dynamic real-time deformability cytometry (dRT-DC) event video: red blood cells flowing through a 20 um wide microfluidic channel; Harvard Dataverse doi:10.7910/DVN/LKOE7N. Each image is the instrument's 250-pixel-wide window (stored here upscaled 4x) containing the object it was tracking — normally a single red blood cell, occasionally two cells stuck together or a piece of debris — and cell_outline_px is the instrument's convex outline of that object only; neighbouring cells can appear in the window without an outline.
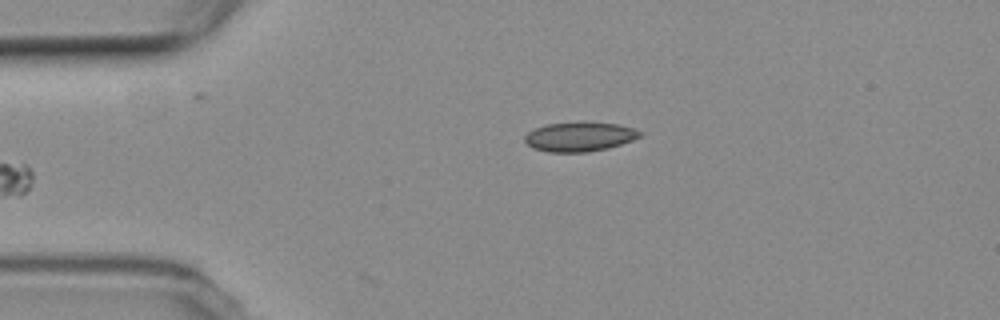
{"species": "common noctule bat (a hibernating species)", "species_latin": "Nyctalus noctula", "temperature_condition": "room temperature", "stored_images_in_passage": 5, "camera_frame_rate_fps": 3000, "um_per_image_px": 0.085, "animal": {"sex": "female", "body_mass_g": 19.3, "forearm_length_mm": 54.1}, "frame": {"image": 1, "passage_image": 5, "time_ms": 5.0, "image_size_px": [1000, 320], "cell_outline_px": [[644, 132], [640, 136], [632, 140], [608, 148], [588, 152], [548, 152], [532, 148], [524, 140], [524, 136], [528, 132], [536, 128], [548, 124], [580, 120], [620, 124]], "centroid_in_image_um": [49.27, 11.59], "position_along_channel_um": 35.7, "area_um2": 20.11}}